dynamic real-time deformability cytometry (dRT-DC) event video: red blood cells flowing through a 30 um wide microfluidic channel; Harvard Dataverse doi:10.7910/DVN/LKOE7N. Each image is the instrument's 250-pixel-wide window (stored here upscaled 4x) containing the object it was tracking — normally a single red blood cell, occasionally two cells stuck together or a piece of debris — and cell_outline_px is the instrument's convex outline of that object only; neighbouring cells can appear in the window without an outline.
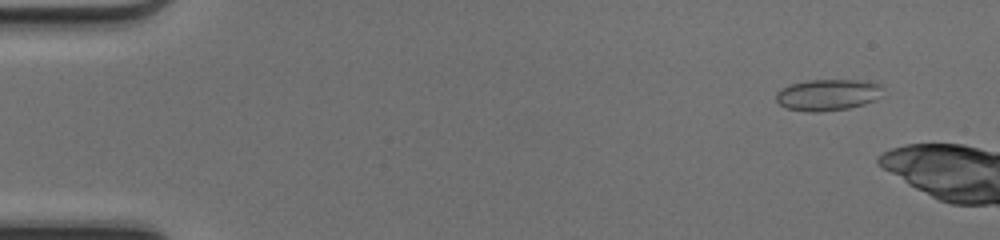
{"species": "common noctule bat (a hibernating species)", "species_latin": "Nyctalus noctula", "temperature_condition": "cold", "stored_images_in_passage": 16, "camera_frame_rate_fps": 3000, "um_per_image_px": 0.085, "animal": {"sex": "female", "body_mass_g": 17.0, "forearm_length_mm": 48.0}, "frame": {"image": 1, "passage_image": 5, "time_ms": 1.333, "image_size_px": [1000, 240], "cell_outline_px": [[884, 84], [876, 100], [864, 104], [848, 108], [820, 112], [808, 112], [788, 108], [780, 104], [776, 100], [776, 92], [780, 88], [792, 84], [808, 80], [872, 80]], "centroid_in_image_um": [70.39, 8.04], "position_along_channel_um": 14.6, "area_um2": 19.71}}